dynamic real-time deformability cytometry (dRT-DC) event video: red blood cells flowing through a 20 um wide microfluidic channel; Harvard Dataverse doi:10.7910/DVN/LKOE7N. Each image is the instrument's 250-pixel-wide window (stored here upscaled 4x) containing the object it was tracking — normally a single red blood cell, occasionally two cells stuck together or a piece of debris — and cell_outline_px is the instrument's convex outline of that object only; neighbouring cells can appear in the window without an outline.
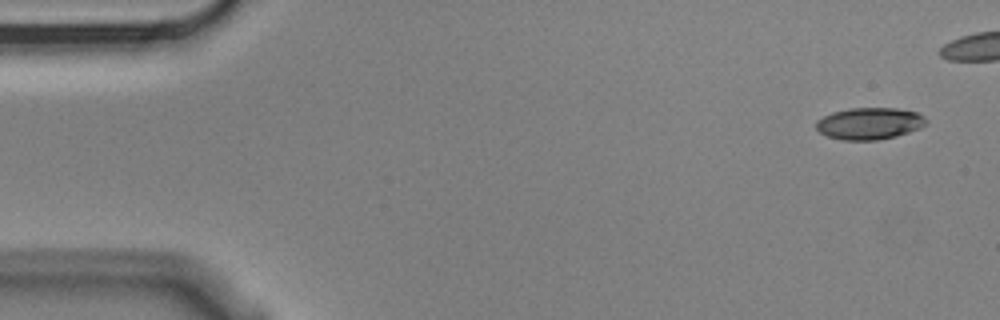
{"species": "Egyptian fruit bat (a non-hibernating species)", "species_latin": "Rousettus aegyptiacus", "temperature_condition": "cold", "stored_images_in_passage": 8, "camera_frame_rate_fps": 3000, "um_per_image_px": 0.085, "animal": {"sex": "male"}, "frame": {"image": 1, "passage_image": 1, "time_ms": 0.0, "image_size_px": [1000, 320], "cell_outline_px": [[928, 120], [920, 128], [896, 136], [876, 140], [840, 140], [828, 136], [820, 132], [816, 128], [816, 120], [832, 112], [848, 108], [896, 108], [916, 112], [924, 116]], "centroid_in_image_um": [73.89, 10.49], "position_along_channel_um": 11.1, "area_um2": 20.4}}
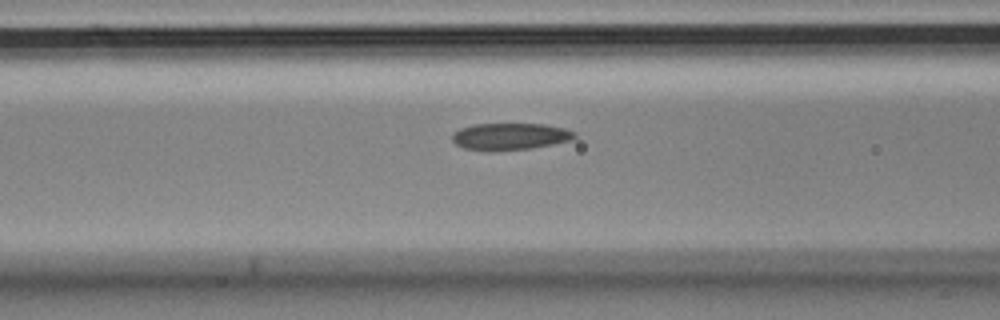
{"frame": {"image": 2, "passage_image": 7, "time_ms": 2.0, "image_size_px": [1000, 320], "cell_outline_px": [[576, 136], [572, 140], [532, 148], [496, 152], [488, 152], [464, 148], [456, 144], [452, 140], [452, 132], [460, 128], [476, 124], [544, 124], [564, 128], [576, 132]], "centroid_in_image_um": [43.33, 11.61], "position_along_channel_um": 123.3, "area_um2": 19.48}}
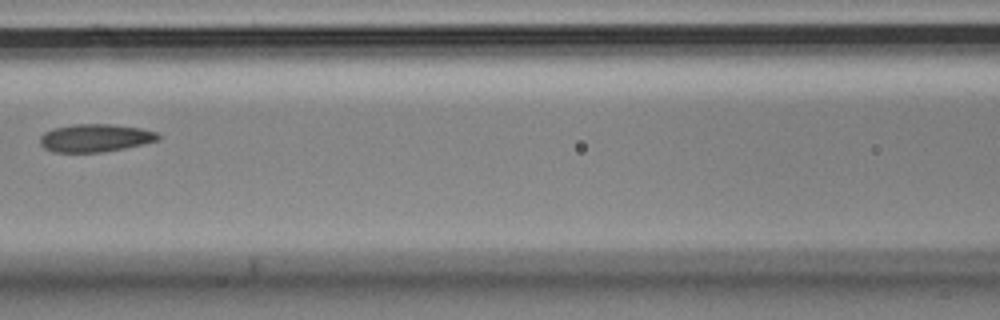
{"frame": {"image": 3, "passage_image": 8, "time_ms": 2.333, "image_size_px": [1000, 320], "cell_outline_px": [[160, 140], [144, 144], [124, 148], [100, 152], [52, 152], [44, 148], [40, 144], [40, 136], [44, 132], [52, 128], [72, 124], [108, 124], [140, 128], [156, 132], [160, 136]], "centroid_in_image_um": [8.07, 11.72], "position_along_channel_um": 158.5, "area_um2": 19.25}}